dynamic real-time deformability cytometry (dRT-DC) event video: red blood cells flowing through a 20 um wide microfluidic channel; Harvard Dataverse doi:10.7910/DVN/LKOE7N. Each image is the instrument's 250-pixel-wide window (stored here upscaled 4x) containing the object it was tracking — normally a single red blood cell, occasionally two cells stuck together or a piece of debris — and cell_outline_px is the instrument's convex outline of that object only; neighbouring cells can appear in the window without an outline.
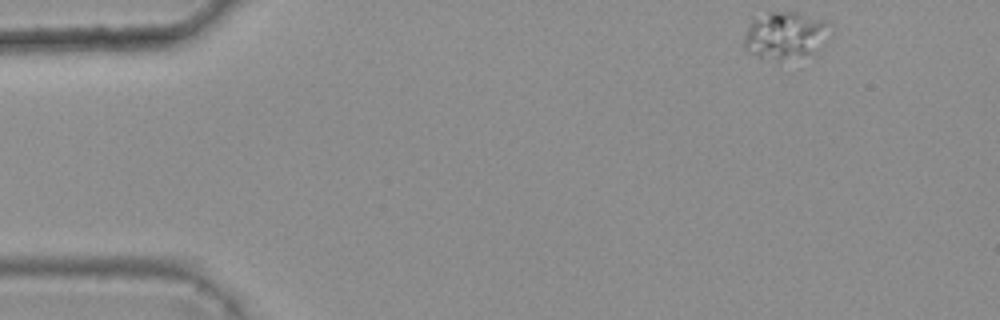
{"species": "common noctule bat (a hibernating species)", "species_latin": "Nyctalus noctula", "temperature_condition": "warm", "stored_images_in_passage": 3, "camera_frame_rate_fps": 3000, "um_per_image_px": 0.085, "animal": {"sex": "female", "body_mass_g": 25.1}, "frame": {"image": 1, "passage_image": 1, "time_ms": 0.0, "image_size_px": [1000, 320], "cell_outline_px": [[832, 36], [816, 56], [780, 60], [776, 60], [760, 56], [748, 52], [744, 48], [744, 40], [752, 16], [768, 12], [796, 12], [828, 20], [832, 24]], "centroid_in_image_um": [66.88, 3.01], "position_along_channel_um": 18.1, "area_um2": 24.97}}
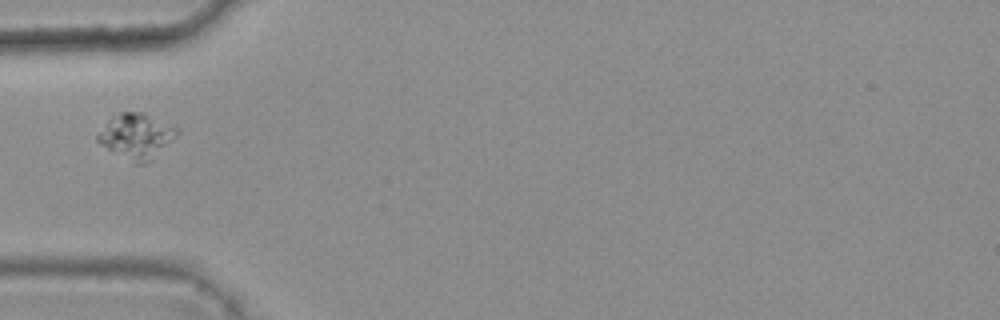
{"frame": {"image": 2, "passage_image": 3, "time_ms": 0.667, "image_size_px": [1000, 320], "cell_outline_px": [[180, 132], [148, 164], [136, 164], [100, 144], [96, 140], [96, 136], [108, 120], [120, 112], [144, 112], [176, 124], [180, 128]], "centroid_in_image_um": [11.66, 11.54], "position_along_channel_um": 73.3, "area_um2": 21.1}}